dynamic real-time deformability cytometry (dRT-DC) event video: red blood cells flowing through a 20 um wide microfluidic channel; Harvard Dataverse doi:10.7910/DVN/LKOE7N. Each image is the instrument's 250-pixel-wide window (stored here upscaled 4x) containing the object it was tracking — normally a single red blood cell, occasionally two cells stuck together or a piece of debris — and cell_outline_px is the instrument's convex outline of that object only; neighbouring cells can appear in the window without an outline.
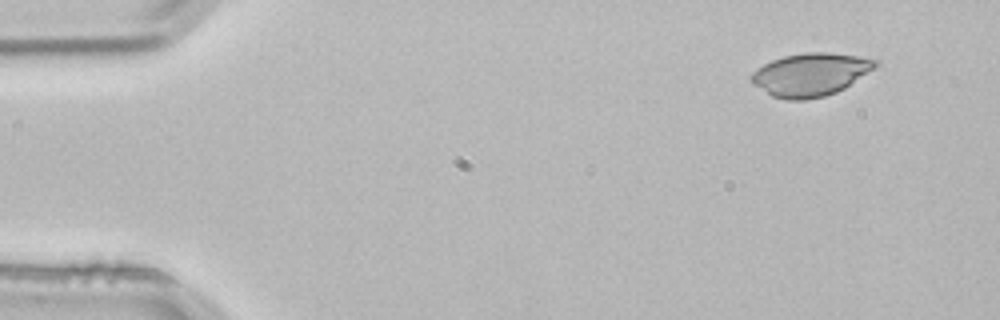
{"species": "common noctule bat (a hibernating species)", "species_latin": "Nyctalus noctula", "temperature_condition": "room temperature", "stored_images_in_passage": 3, "camera_frame_rate_fps": 3000, "um_per_image_px": 0.085, "animal": {"sex": "male", "body_mass_g": 21.5, "forearm_length_mm": 52.0}, "frame": {"image": 1, "passage_image": 1, "time_ms": 0.0, "image_size_px": [1000, 320], "cell_outline_px": [[880, 60], [876, 68], [844, 88], [836, 92], [824, 96], [804, 100], [788, 100], [772, 96], [752, 84], [748, 80], [748, 76], [756, 68], [772, 60], [784, 56], [804, 52], [828, 52], [856, 56]], "centroid_in_image_um": [68.86, 6.33], "position_along_channel_um": 16.1, "area_um2": 31.27}}